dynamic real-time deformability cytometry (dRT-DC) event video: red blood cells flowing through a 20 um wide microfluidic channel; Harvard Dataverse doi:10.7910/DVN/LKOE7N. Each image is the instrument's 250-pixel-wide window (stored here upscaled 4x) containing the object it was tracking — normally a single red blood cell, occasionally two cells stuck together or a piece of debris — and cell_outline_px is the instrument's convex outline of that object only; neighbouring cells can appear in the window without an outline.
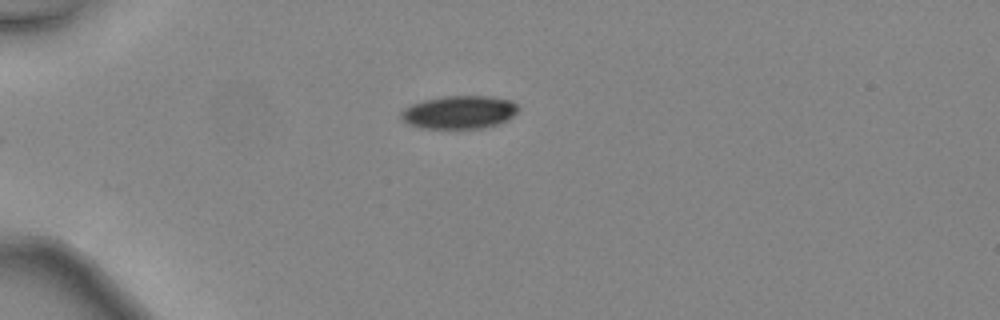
{"species": "common noctule bat (a hibernating species)", "species_latin": "Nyctalus noctula", "temperature_condition": "warm", "stored_images_in_passage": 28, "camera_frame_rate_fps": 3000, "um_per_image_px": 0.085, "animal": {"sex": "female", "body_mass_g": 24.6, "forearm_length_mm": 56.2}, "frame": {"image": 1, "passage_image": 1, "time_ms": 0.0, "image_size_px": [1000, 320], "cell_outline_px": [[520, 108], [508, 120], [484, 128], [420, 128], [408, 124], [400, 116], [400, 112], [404, 108], [412, 104], [424, 100], [444, 96], [492, 96], [512, 100]], "centroid_in_image_um": [39.04, 9.53], "position_along_channel_um": 46.0, "area_um2": 22.66}}
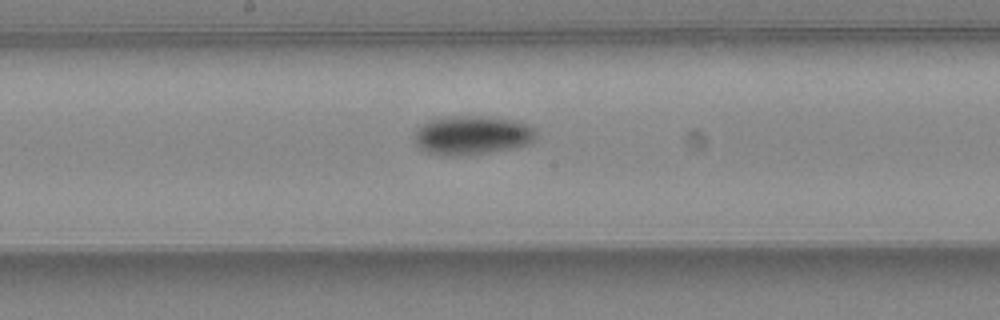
{"frame": {"image": 2, "passage_image": 14, "time_ms": 4.333, "image_size_px": [1000, 320], "cell_outline_px": [[536, 136], [528, 144], [512, 148], [488, 152], [452, 156], [448, 156], [428, 152], [420, 148], [412, 140], [412, 136], [416, 128], [428, 120], [448, 116], [492, 116], [516, 120], [528, 124], [536, 132]], "centroid_in_image_um": [40.08, 11.47], "position_along_channel_um": 208.1, "area_um2": 27.86}}
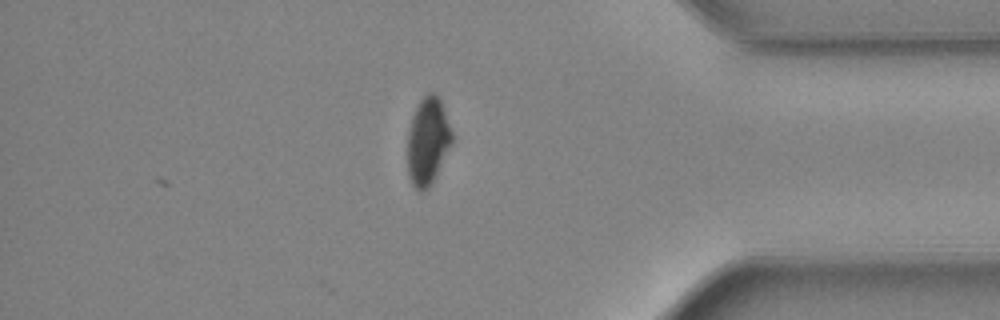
{"frame": {"image": 3, "passage_image": 28, "time_ms": 9.0, "image_size_px": [1000, 320], "cell_outline_px": [[452, 144], [428, 188], [420, 192], [412, 184], [408, 176], [408, 132], [412, 116], [420, 100], [428, 92], [436, 92], [440, 100], [452, 132]], "centroid_in_image_um": [36.35, 11.98], "position_along_channel_um": 398.8, "area_um2": 22.31}, "authors_computed_cell_mechanics": {"area_um2": 25.4609, "velocity_mm_per_s": 4.5619, "shape_relaxation_time_tau1_ms": 3.0121, "shape_relaxation_time_tau2_ms": null, "deformation_change_tau1": 0.1279, "deformation_change_tau2": null}}